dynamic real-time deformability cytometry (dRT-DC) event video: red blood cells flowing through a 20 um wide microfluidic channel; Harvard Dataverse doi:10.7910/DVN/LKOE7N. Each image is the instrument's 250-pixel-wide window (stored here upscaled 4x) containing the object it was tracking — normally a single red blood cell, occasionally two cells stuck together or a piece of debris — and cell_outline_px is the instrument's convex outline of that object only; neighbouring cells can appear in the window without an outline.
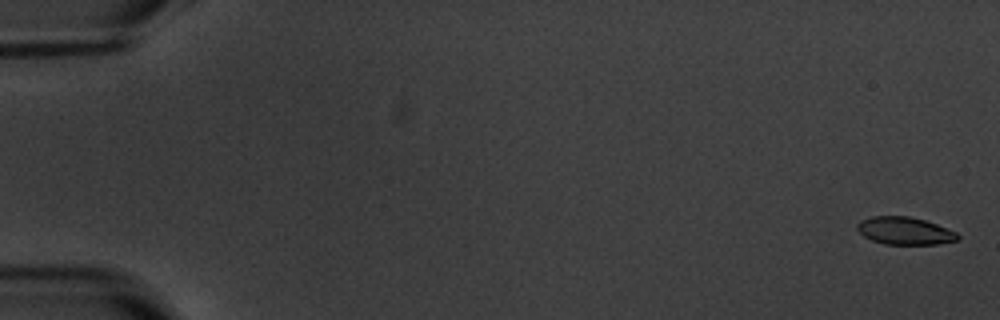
{"species": "common noctule bat (a hibernating species)", "species_latin": "Nyctalus noctula", "temperature_condition": "warm", "stored_images_in_passage": 6, "camera_frame_rate_fps": 3000, "um_per_image_px": 0.085, "animal": {"sex": "male", "body_mass_g": 20.1, "forearm_length_mm": 53.5}, "frame": {"image": 1, "passage_image": 1, "time_ms": 0.0, "image_size_px": [1000, 320], "cell_outline_px": [[960, 236], [956, 240], [940, 244], [884, 244], [872, 240], [864, 236], [856, 228], [856, 224], [860, 220], [872, 216], [908, 216], [924, 220], [936, 224], [956, 232]], "centroid_in_image_um": [76.88, 19.62], "position_along_channel_um": 8.1, "area_um2": 16.07}}
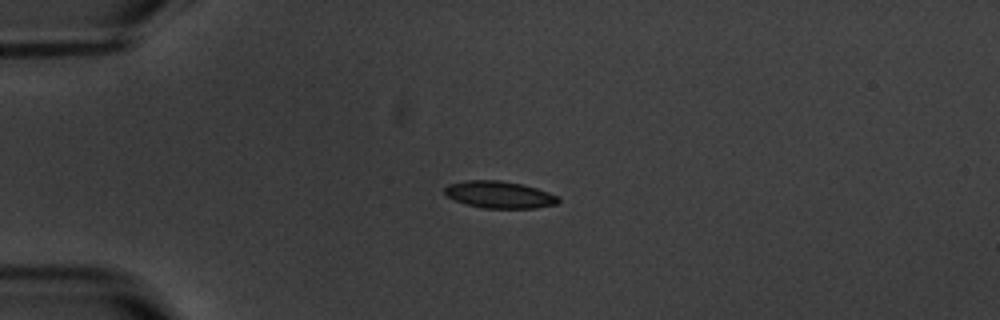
{"frame": {"image": 2, "passage_image": 5, "time_ms": 4.667, "image_size_px": [1000, 320], "cell_outline_px": [[560, 204], [536, 208], [484, 208], [468, 204], [456, 200], [448, 196], [444, 192], [444, 188], [448, 184], [468, 180], [500, 180], [520, 184], [536, 188], [560, 196]], "centroid_in_image_um": [42.5, 16.55], "position_along_channel_um": 42.5, "area_um2": 17.86}}